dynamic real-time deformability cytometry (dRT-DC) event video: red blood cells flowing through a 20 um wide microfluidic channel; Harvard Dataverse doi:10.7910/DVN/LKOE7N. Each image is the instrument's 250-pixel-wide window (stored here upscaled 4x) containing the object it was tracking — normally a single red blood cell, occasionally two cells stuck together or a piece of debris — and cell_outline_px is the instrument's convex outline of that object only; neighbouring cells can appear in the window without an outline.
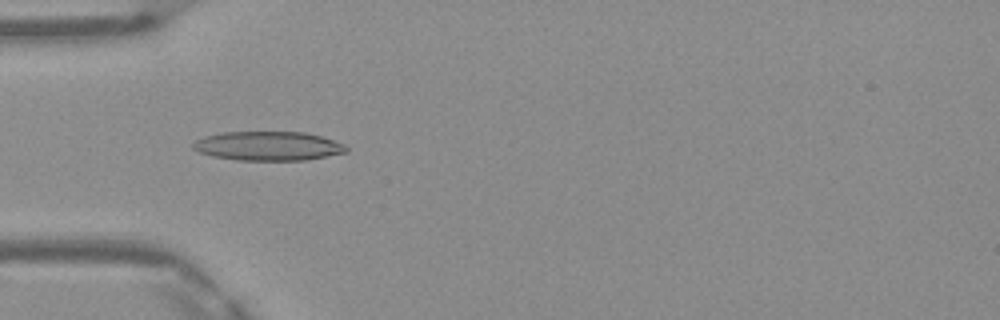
{"species": "Egyptian fruit bat (a non-hibernating species)", "species_latin": "Rousettus aegyptiacus", "temperature_condition": "warm", "stored_images_in_passage": 44, "camera_frame_rate_fps": 3000, "um_per_image_px": 0.085, "frame": {"image": 1, "passage_image": 11, "time_ms": 3.333, "image_size_px": [1000, 320], "cell_outline_px": [[348, 152], [304, 160], [236, 160], [212, 156], [200, 152], [192, 148], [192, 144], [196, 140], [204, 136], [224, 132], [304, 132], [320, 136], [344, 144], [348, 148]], "centroid_in_image_um": [22.78, 12.41], "position_along_channel_um": 62.2, "area_um2": 25.89}}
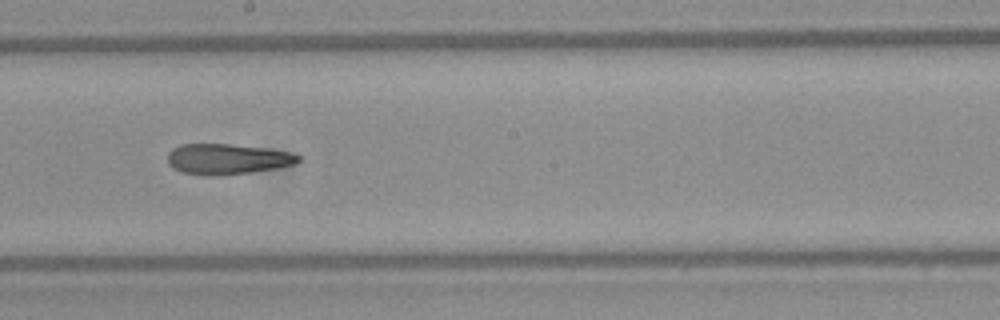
{"frame": {"image": 2, "passage_image": 23, "time_ms": 7.333, "image_size_px": [1000, 320], "cell_outline_px": [[300, 160], [296, 164], [276, 168], [252, 172], [180, 172], [172, 168], [168, 164], [168, 152], [172, 148], [180, 144], [228, 144], [264, 148], [292, 152], [300, 156]], "centroid_in_image_um": [19.35, 13.46], "position_along_channel_um": 228.8, "area_um2": 22.31}}
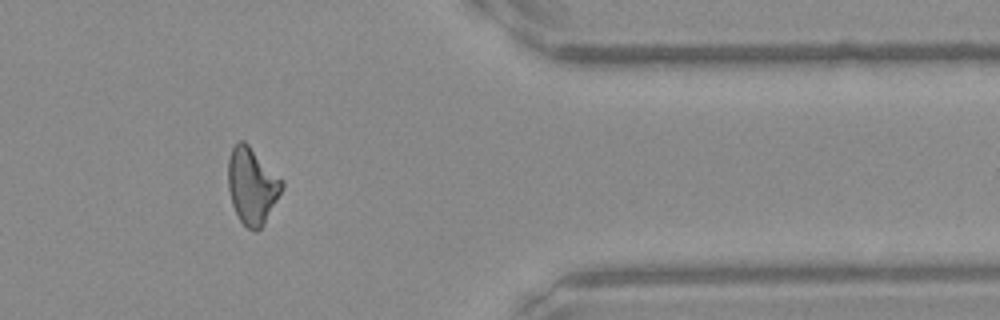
{"frame": {"image": 3, "passage_image": 36, "time_ms": 11.667, "image_size_px": [1000, 320], "cell_outline_px": [[284, 188], [264, 224], [256, 232], [248, 228], [240, 220], [232, 204], [228, 188], [228, 160], [232, 148], [240, 140], [244, 140], [284, 180]], "centroid_in_image_um": [21.44, 15.79], "position_along_channel_um": 390.0, "area_um2": 24.04}, "authors_computed_cell_mechanics": {"area_um2": 23.5824, "velocity_mm_per_s": 4.1897, "shape_relaxation_time_tau1_ms": null, "shape_relaxation_time_tau2_ms": 3.8007, "deformation_change_tau1": null, "deformation_change_tau2": 0.1531}}